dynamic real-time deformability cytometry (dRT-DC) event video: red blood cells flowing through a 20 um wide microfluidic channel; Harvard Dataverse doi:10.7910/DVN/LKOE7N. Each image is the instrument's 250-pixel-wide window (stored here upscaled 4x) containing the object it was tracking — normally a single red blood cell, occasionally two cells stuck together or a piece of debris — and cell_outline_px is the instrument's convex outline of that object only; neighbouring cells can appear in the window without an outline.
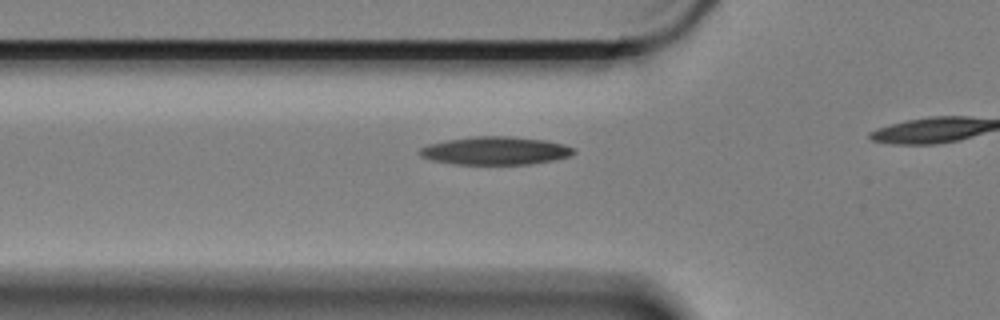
{"species": "Egyptian fruit bat (a non-hibernating species)", "species_latin": "Rousettus aegyptiacus", "temperature_condition": "cold", "stored_images_in_passage": 21, "camera_frame_rate_fps": 3000, "um_per_image_px": 0.085, "animal": {"sex": "female"}, "frame": {"image": 1, "passage_image": 15, "time_ms": 4.667, "image_size_px": [1000, 320], "cell_outline_px": [[576, 152], [572, 156], [556, 160], [532, 164], [452, 164], [432, 160], [420, 156], [416, 152], [420, 148], [428, 144], [448, 140], [476, 136], [508, 136], [544, 140], [564, 144], [576, 148]], "centroid_in_image_um": [42.14, 12.82], "position_along_channel_um": 83.7, "area_um2": 25.43}}
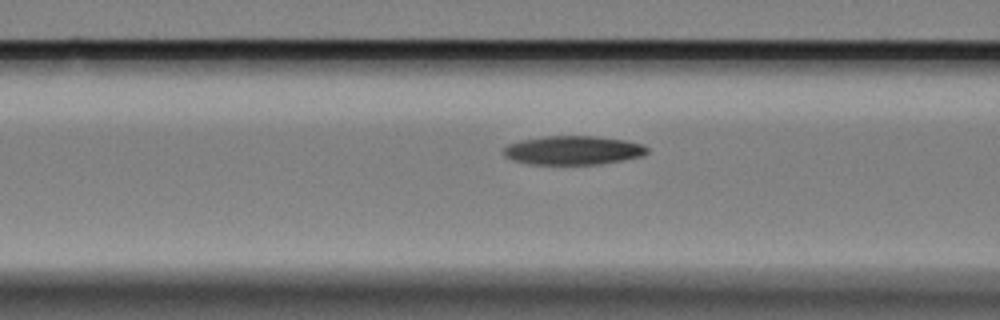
{"frame": {"image": 2, "passage_image": 18, "time_ms": 5.667, "image_size_px": [1000, 320], "cell_outline_px": [[648, 152], [644, 156], [624, 160], [600, 164], [528, 164], [512, 160], [504, 156], [504, 148], [508, 144], [520, 140], [544, 136], [596, 136], [624, 140], [644, 144], [648, 148]], "centroid_in_image_um": [48.73, 12.77], "position_along_channel_um": 117.9, "area_um2": 24.33}}